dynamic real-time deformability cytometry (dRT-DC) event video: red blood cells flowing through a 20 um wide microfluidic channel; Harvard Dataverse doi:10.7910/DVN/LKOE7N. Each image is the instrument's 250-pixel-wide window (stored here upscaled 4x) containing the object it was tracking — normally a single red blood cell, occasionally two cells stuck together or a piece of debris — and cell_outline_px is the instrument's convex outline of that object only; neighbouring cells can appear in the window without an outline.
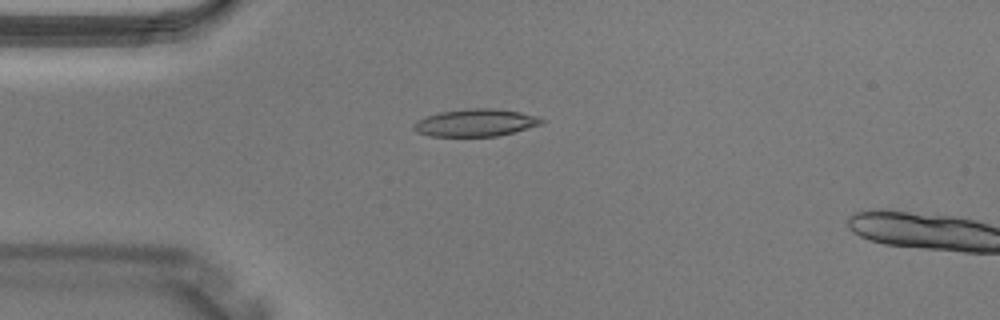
{"species": "Egyptian fruit bat (a non-hibernating species)", "species_latin": "Rousettus aegyptiacus", "temperature_condition": "warm", "stored_images_in_passage": 3, "camera_frame_rate_fps": 3000, "um_per_image_px": 0.085, "animal": {"sex": "male"}, "frame": {"image": 1, "passage_image": 3, "time_ms": 0.667, "image_size_px": [1000, 320], "cell_outline_px": [[544, 120], [540, 124], [512, 132], [496, 136], [432, 136], [416, 132], [412, 128], [412, 124], [416, 120], [424, 116], [440, 112], [468, 108], [492, 108], [520, 112]], "centroid_in_image_um": [40.31, 10.42], "position_along_channel_um": 44.7, "area_um2": 20.17}}